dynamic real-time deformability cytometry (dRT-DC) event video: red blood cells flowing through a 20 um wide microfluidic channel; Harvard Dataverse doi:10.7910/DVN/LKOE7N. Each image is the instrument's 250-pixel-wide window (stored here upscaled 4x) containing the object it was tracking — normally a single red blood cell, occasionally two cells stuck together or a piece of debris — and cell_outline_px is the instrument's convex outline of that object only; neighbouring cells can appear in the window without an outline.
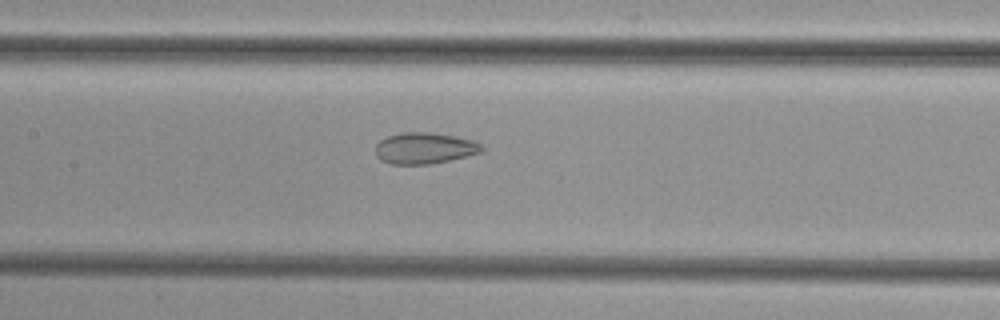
{"species": "common noctule bat (a hibernating species)", "species_latin": "Nyctalus noctula", "temperature_condition": "cold", "stored_images_in_passage": 47, "camera_frame_rate_fps": 3000, "um_per_image_px": 0.085, "animal": {"sex": "female", "body_mass_g": 29.2, "forearm_length_mm": 56.3}, "frame": {"image": 1, "passage_image": 25, "time_ms": 8.0, "image_size_px": [1000, 320], "cell_outline_px": [[484, 152], [448, 160], [428, 164], [388, 164], [380, 160], [376, 156], [376, 144], [380, 140], [388, 136], [404, 132], [432, 132], [456, 136], [472, 140], [480, 144], [484, 148]], "centroid_in_image_um": [36.08, 12.59], "position_along_channel_um": 171.3, "area_um2": 19.42}}
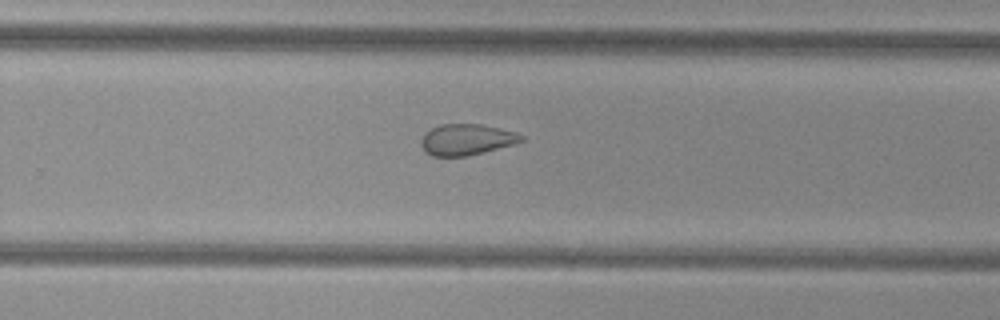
{"frame": {"image": 2, "passage_image": 34, "time_ms": 11.0, "image_size_px": [1000, 320], "cell_outline_px": [[524, 140], [512, 144], [464, 156], [432, 156], [420, 144], [420, 140], [424, 132], [440, 124], [480, 124], [516, 132], [524, 136]], "centroid_in_image_um": [39.62, 11.84], "position_along_channel_um": 290.2, "area_um2": 17.8}}
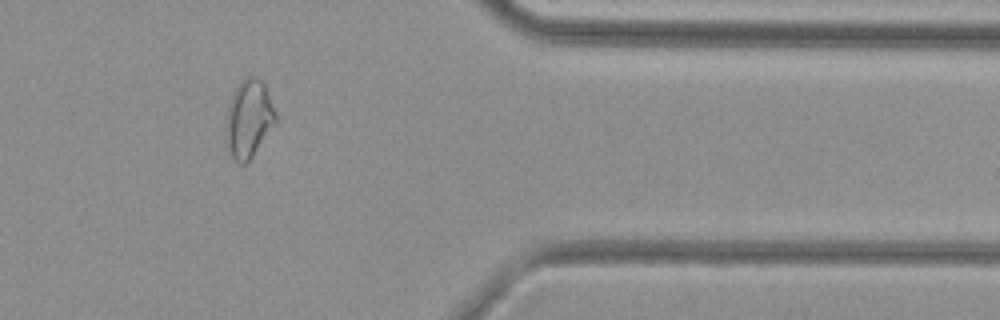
{"frame": {"image": 3, "passage_image": 43, "time_ms": 14.0, "image_size_px": [1000, 320], "cell_outline_px": [[276, 124], [252, 156], [244, 164], [240, 164], [232, 156], [224, 140], [224, 128], [228, 104], [240, 80], [244, 76], [256, 76], [264, 84], [268, 92], [276, 112]], "centroid_in_image_um": [21.12, 10.08], "position_along_channel_um": 390.3, "area_um2": 22.83}}